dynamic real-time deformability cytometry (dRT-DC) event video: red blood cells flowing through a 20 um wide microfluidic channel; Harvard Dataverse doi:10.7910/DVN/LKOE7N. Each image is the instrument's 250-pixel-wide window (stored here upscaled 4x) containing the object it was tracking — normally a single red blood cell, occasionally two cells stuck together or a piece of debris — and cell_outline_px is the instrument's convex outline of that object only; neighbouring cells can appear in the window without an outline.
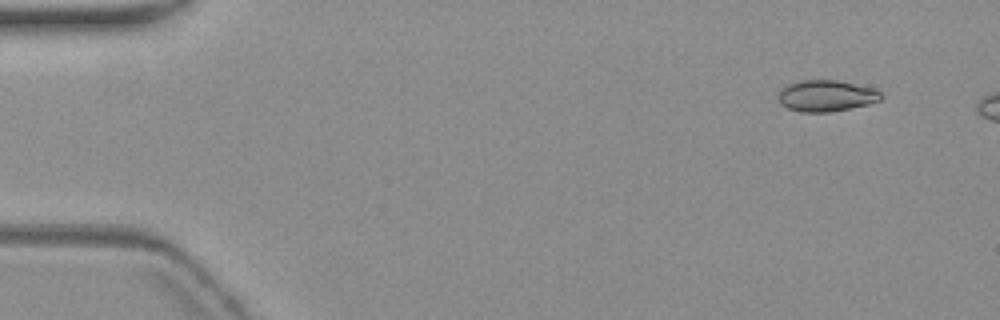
{"species": "common noctule bat (a hibernating species)", "species_latin": "Nyctalus noctula", "temperature_condition": "warm", "stored_images_in_passage": 3, "camera_frame_rate_fps": 3000, "um_per_image_px": 0.085, "animal": {"sex": "female", "body_mass_g": 19.3, "forearm_length_mm": 54.1}, "frame": {"image": 1, "passage_image": 1, "time_ms": 0.0, "image_size_px": [1000, 320], "cell_outline_px": [[884, 96], [880, 100], [868, 104], [828, 112], [800, 112], [788, 108], [780, 104], [776, 96], [780, 88], [788, 84], [800, 80], [836, 80], [872, 88], [880, 92]], "centroid_in_image_um": [70.16, 8.14], "position_along_channel_um": 14.8, "area_um2": 18.79}}